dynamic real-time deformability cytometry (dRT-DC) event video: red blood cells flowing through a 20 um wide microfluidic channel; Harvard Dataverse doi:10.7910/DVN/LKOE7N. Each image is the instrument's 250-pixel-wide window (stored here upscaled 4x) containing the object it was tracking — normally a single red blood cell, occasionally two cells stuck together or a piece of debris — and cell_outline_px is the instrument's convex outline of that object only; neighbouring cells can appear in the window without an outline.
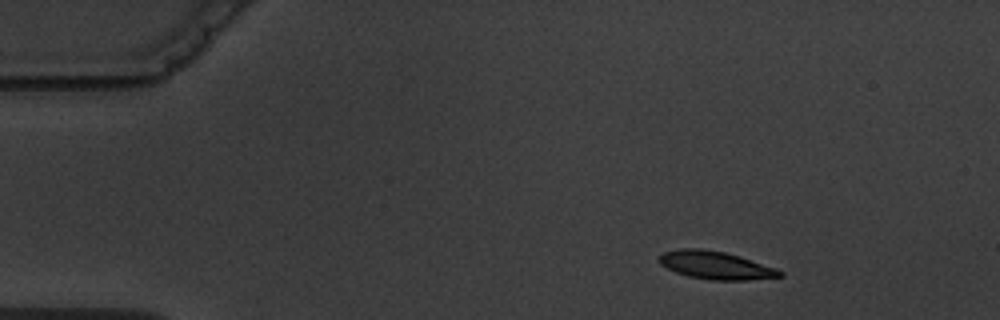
{"species": "common noctule bat (a hibernating species)", "species_latin": "Nyctalus noctula", "temperature_condition": "warm", "stored_images_in_passage": 3, "camera_frame_rate_fps": 3000, "um_per_image_px": 0.085, "animal": {"sex": "male", "body_mass_g": 19.5, "forearm_length_mm": 54.6}, "frame": {"image": 1, "passage_image": 1, "time_ms": 0.0, "image_size_px": [1000, 320], "cell_outline_px": [[784, 276], [748, 280], [712, 280], [688, 276], [676, 272], [660, 264], [656, 260], [664, 252], [680, 248], [700, 248], [724, 252], [740, 256], [776, 268], [784, 272]], "centroid_in_image_um": [60.83, 22.54], "position_along_channel_um": 24.2, "area_um2": 19.65}}